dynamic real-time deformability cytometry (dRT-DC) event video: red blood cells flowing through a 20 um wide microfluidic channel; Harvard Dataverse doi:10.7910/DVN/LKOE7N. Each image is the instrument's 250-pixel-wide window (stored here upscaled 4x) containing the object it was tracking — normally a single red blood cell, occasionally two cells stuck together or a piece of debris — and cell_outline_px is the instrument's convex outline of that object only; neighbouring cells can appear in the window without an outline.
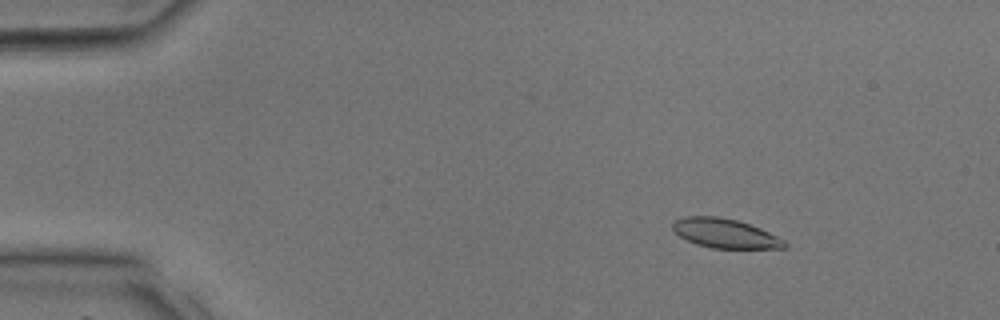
{"species": "common noctule bat (a hibernating species)", "species_latin": "Nyctalus noctula", "temperature_condition": "room temperature", "stored_images_in_passage": 39, "segment_of_instrument_passage": [1, 2], "camera_frame_rate_fps": 3000, "um_per_image_px": 0.085, "animal": {"sex": "male", "body_mass_g": 17.9, "forearm_length_mm": 54.2}, "frame": {"image": 1, "passage_image": 5, "time_ms": 1.333, "image_size_px": [1000, 320], "cell_outline_px": [[788, 244], [784, 248], [712, 248], [696, 244], [680, 236], [672, 228], [672, 224], [676, 220], [684, 216], [716, 216], [736, 220], [760, 228], [784, 240]], "centroid_in_image_um": [61.62, 19.83], "position_along_channel_um": 23.4, "area_um2": 18.84}}
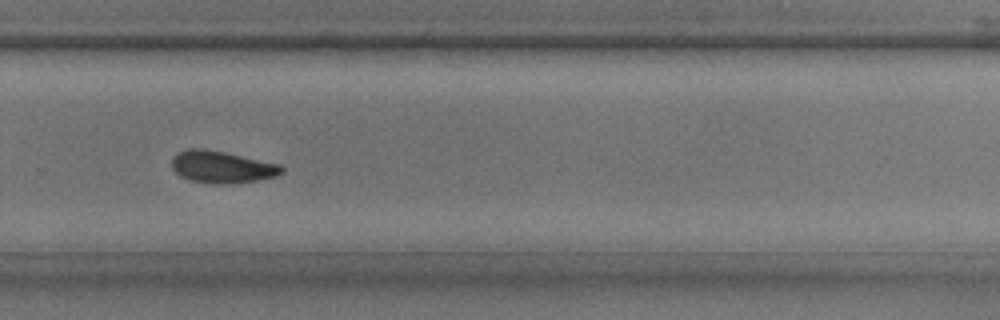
{"frame": {"image": 2, "passage_image": 26, "time_ms": 8.333, "image_size_px": [1000, 320], "cell_outline_px": [[284, 172], [276, 176], [256, 180], [228, 184], [216, 184], [192, 180], [180, 176], [172, 168], [172, 160], [180, 152], [188, 148], [204, 148], [224, 152], [280, 164], [284, 168]], "centroid_in_image_um": [18.88, 14.19], "position_along_channel_um": 310.9, "area_um2": 20.29}}
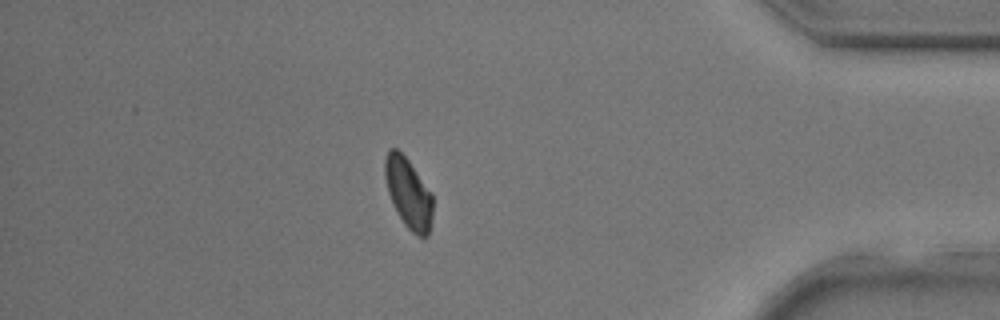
{"frame": {"image": 3, "passage_image": 33, "time_ms": 10.667, "image_size_px": [1000, 320], "cell_outline_px": [[432, 220], [428, 236], [424, 240], [416, 236], [404, 224], [388, 192], [384, 176], [384, 160], [388, 148], [396, 148], [408, 160], [432, 192]], "centroid_in_image_um": [34.73, 16.43], "position_along_channel_um": 400.5, "area_um2": 19.65}}